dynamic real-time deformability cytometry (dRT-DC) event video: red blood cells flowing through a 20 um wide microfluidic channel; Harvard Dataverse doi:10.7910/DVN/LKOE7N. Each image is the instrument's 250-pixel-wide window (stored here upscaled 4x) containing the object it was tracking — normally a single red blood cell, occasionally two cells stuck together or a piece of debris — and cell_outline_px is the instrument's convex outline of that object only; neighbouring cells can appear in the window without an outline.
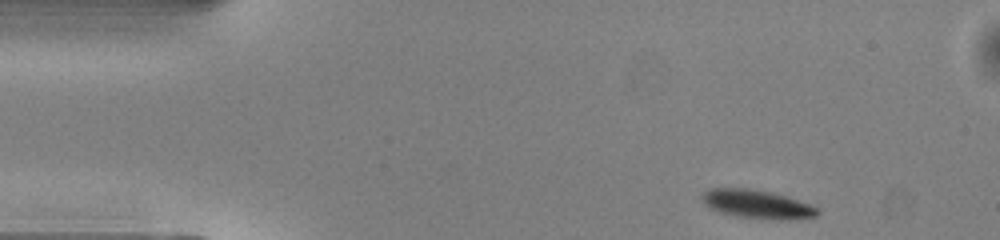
{"species": "common noctule bat (a hibernating species)", "species_latin": "Nyctalus noctula", "temperature_condition": "warm", "stored_images_in_passage": 45, "camera_frame_rate_fps": 3000, "um_per_image_px": 0.085, "animal": {"sex": "male", "body_mass_g": 13.0, "forearm_length_mm": 53.1}, "frame": {"image": 1, "passage_image": 1, "time_ms": 0.0, "image_size_px": [1000, 240], "cell_outline_px": [[820, 212], [816, 216], [788, 220], [772, 220], [736, 216], [720, 212], [704, 204], [700, 200], [700, 196], [708, 188], [748, 188], [772, 192], [808, 204], [816, 208]], "centroid_in_image_um": [64.3, 17.36], "position_along_channel_um": 20.7, "area_um2": 19.19}}
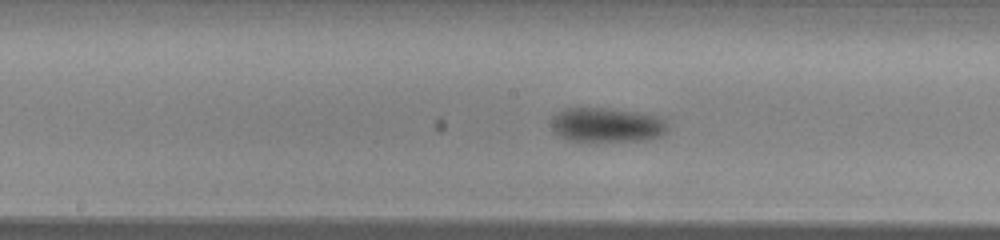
{"frame": {"image": 2, "passage_image": 20, "time_ms": 6.333, "image_size_px": [1000, 240], "cell_outline_px": [[668, 132], [660, 136], [644, 140], [568, 140], [556, 136], [552, 128], [552, 116], [564, 108], [608, 108], [640, 112], [664, 116], [668, 124]], "centroid_in_image_um": [51.63, 10.59], "position_along_channel_um": 196.6, "area_um2": 23.64}}
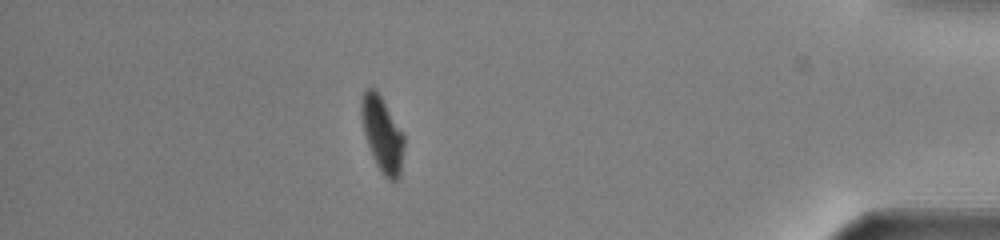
{"frame": {"image": 3, "passage_image": 39, "time_ms": 12.667, "image_size_px": [1000, 240], "cell_outline_px": [[404, 144], [400, 176], [396, 180], [388, 180], [380, 172], [376, 164], [368, 144], [364, 132], [360, 112], [360, 104], [364, 92], [368, 88], [376, 88], [404, 136]], "centroid_in_image_um": [32.48, 11.42], "position_along_channel_um": 402.7, "area_um2": 18.44}, "authors_computed_cell_mechanics": {"area_um2": 21.675, "velocity_mm_per_s": 4.0492, "shape_relaxation_time_tau1_ms": 1.6306, "shape_relaxation_time_tau2_ms": null, "deformation_change_tau1": 0.1052, "deformation_change_tau2": null}}